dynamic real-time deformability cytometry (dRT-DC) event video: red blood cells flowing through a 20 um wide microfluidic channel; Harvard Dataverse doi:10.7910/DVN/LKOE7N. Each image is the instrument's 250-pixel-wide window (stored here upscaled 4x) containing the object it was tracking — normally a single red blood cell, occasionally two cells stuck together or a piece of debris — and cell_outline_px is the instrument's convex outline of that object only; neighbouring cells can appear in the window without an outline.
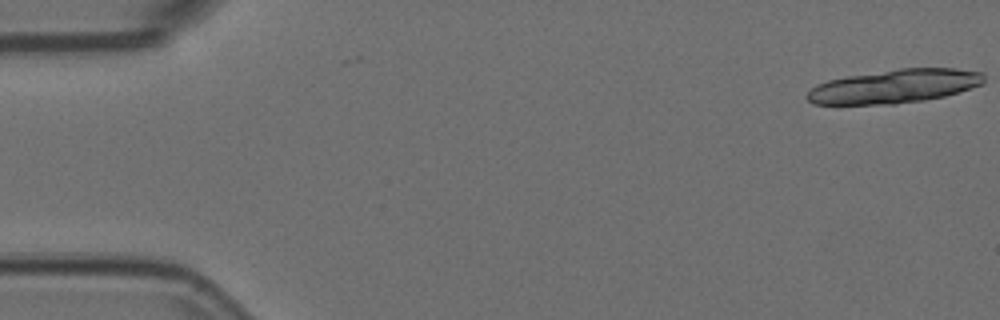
{"species": "Egyptian fruit bat (a non-hibernating species)", "species_latin": "Rousettus aegyptiacus", "temperature_condition": "room temperature", "stored_images_in_passage": 2, "camera_frame_rate_fps": 3000, "um_per_image_px": 0.085, "animal": {"sex": "female"}, "frame": {"image": 1, "passage_image": 1, "time_ms": 0.0, "image_size_px": [1000, 320], "cell_outline_px": [[984, 84], [944, 96], [924, 100], [896, 104], [816, 104], [808, 100], [804, 96], [816, 84], [828, 80], [848, 76], [900, 68], [956, 68], [984, 72]], "centroid_in_image_um": [76.06, 7.33], "position_along_channel_um": 8.9, "area_um2": 34.74}}